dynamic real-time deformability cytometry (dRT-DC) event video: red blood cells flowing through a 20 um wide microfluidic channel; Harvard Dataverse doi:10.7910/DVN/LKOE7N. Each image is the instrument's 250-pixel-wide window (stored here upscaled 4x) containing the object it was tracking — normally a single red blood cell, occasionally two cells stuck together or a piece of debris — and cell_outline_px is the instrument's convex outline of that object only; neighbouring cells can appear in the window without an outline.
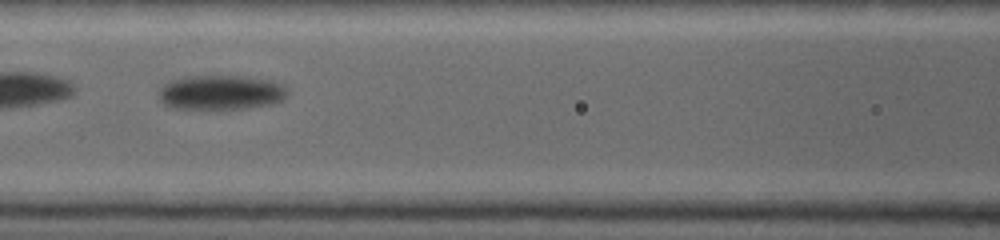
{"species": "common noctule bat (a hibernating species)", "species_latin": "Nyctalus noctula", "temperature_condition": "warm", "stored_images_in_passage": 14, "camera_frame_rate_fps": 5000, "um_per_image_px": 0.085, "animal": {"sex": "female", "body_mass_g": 19.0, "forearm_length_mm": 53.3}, "frame": {"image": 1, "passage_image": 10, "time_ms": 1.8, "image_size_px": [1000, 240], "cell_outline_px": [[288, 96], [272, 104], [248, 108], [172, 108], [164, 104], [160, 100], [160, 88], [164, 84], [172, 80], [188, 76], [244, 76], [268, 80], [284, 84], [288, 92]], "centroid_in_image_um": [18.8, 7.85], "position_along_channel_um": 147.8, "area_um2": 25.78}}